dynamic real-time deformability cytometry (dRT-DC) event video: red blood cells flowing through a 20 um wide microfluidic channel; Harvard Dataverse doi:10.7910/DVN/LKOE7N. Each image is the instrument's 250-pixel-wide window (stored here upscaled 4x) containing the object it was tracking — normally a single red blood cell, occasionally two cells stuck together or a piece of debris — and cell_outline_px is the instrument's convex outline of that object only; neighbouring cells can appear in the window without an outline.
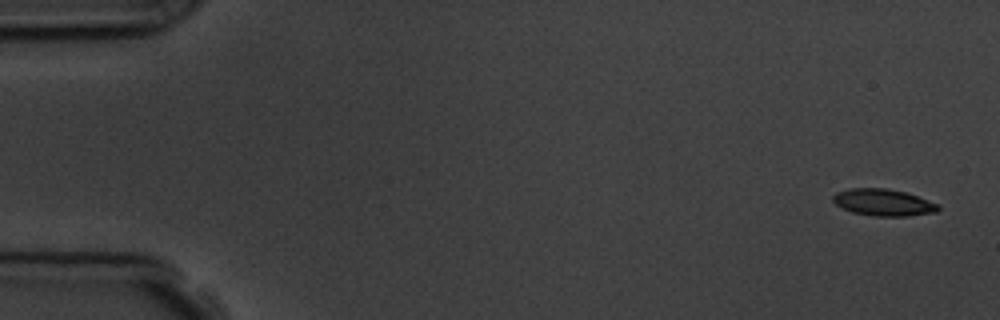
{"species": "common noctule bat (a hibernating species)", "species_latin": "Nyctalus noctula", "temperature_condition": "room temperature", "stored_images_in_passage": 4, "camera_frame_rate_fps": 3000, "um_per_image_px": 0.085, "animal": {"sex": "male", "body_mass_g": 19.5, "forearm_length_mm": 54.6}, "frame": {"image": 1, "passage_image": 1, "time_ms": 0.0, "image_size_px": [1000, 320], "cell_outline_px": [[940, 208], [936, 212], [908, 216], [872, 216], [852, 212], [836, 204], [832, 200], [832, 196], [836, 192], [848, 188], [884, 188], [904, 192], [940, 204]], "centroid_in_image_um": [75.07, 17.21], "position_along_channel_um": 9.9, "area_um2": 16.42}}
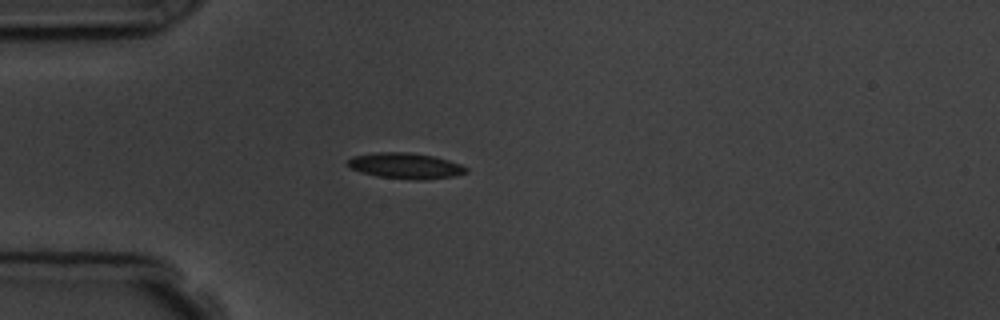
{"frame": {"image": 2, "passage_image": 4, "time_ms": 4.333, "image_size_px": [1000, 320], "cell_outline_px": [[468, 172], [452, 176], [420, 180], [412, 180], [376, 176], [360, 172], [352, 168], [348, 164], [348, 160], [352, 156], [376, 152], [408, 152], [432, 156], [448, 160], [460, 164], [468, 168]], "centroid_in_image_um": [34.45, 14.09], "position_along_channel_um": 50.5, "area_um2": 17.69}}